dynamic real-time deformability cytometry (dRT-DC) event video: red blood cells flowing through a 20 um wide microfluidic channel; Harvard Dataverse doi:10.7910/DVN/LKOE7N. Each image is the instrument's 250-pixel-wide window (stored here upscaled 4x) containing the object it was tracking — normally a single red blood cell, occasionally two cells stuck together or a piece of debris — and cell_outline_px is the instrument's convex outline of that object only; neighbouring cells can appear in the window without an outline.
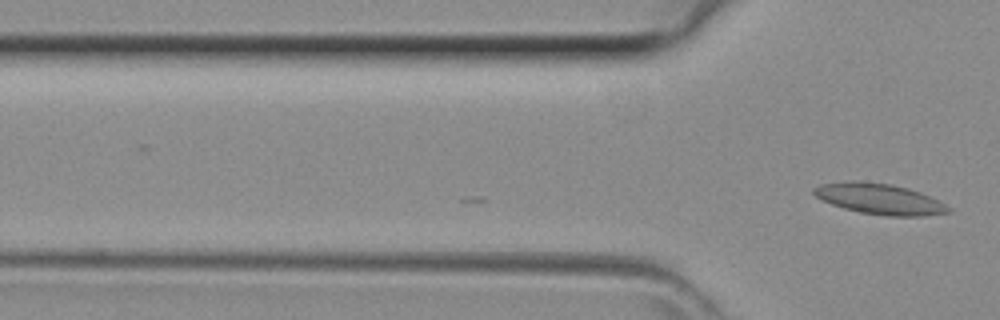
{"species": "common noctule bat (a hibernating species)", "species_latin": "Nyctalus noctula", "temperature_condition": "room temperature", "stored_images_in_passage": 12, "camera_frame_rate_fps": 3000, "um_per_image_px": 0.085, "animal": {"sex": "female", "body_mass_g": 29.2, "forearm_length_mm": 56.3}, "frame": {"image": 1, "passage_image": 12, "time_ms": 3.667, "image_size_px": [1000, 320], "cell_outline_px": [[952, 212], [924, 216], [888, 216], [860, 212], [844, 208], [832, 204], [816, 196], [812, 192], [812, 188], [820, 184], [892, 184], [908, 188], [920, 192], [952, 208]], "centroid_in_image_um": [74.85, 16.97], "position_along_channel_um": 50.9, "area_um2": 22.95}}